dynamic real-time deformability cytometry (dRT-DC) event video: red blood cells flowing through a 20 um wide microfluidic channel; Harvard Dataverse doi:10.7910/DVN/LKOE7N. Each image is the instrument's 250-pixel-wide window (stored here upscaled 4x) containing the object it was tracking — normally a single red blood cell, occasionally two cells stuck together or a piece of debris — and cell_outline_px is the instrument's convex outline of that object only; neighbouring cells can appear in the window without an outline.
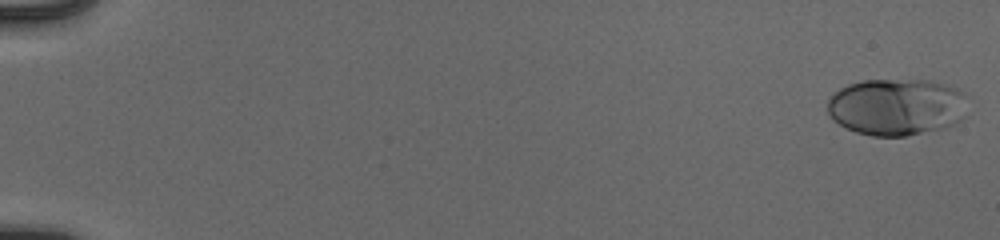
{"species": "human", "species_latin": "Homo sapiens", "temperature_condition": "cold", "stored_images_in_passage": 54, "camera_frame_rate_fps": 3000, "um_per_image_px": 0.085, "donor": {"sex": "male"}, "frame": {"image": 1, "passage_image": 1, "time_ms": 0.0, "image_size_px": [1000, 240], "cell_outline_px": [[964, 116], [960, 120], [944, 128], [908, 136], [872, 136], [856, 132], [832, 120], [828, 112], [828, 100], [840, 88], [848, 84], [864, 80], [932, 80], [948, 84], [956, 88], [960, 92]], "centroid_in_image_um": [76.16, 9.09], "position_along_channel_um": 8.8, "area_um2": 46.18}}
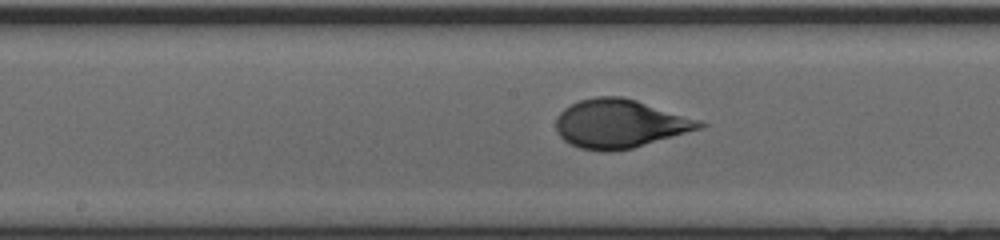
{"frame": {"image": 2, "passage_image": 30, "time_ms": 9.667, "image_size_px": [1000, 240], "cell_outline_px": [[708, 124], [700, 128], [632, 148], [608, 152], [600, 152], [580, 148], [564, 140], [560, 136], [556, 128], [556, 120], [560, 112], [564, 108], [580, 100], [596, 96], [624, 96], [700, 120]], "centroid_in_image_um": [52.66, 10.51], "position_along_channel_um": 195.5, "area_um2": 40.34}}
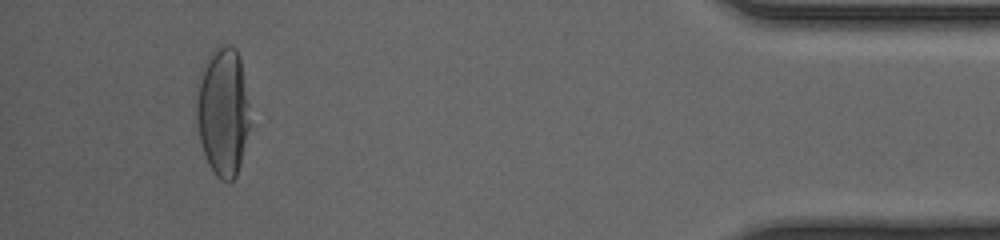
{"frame": {"image": 3, "passage_image": 51, "time_ms": 16.667, "image_size_px": [1000, 240], "cell_outline_px": [[248, 128], [240, 164], [236, 176], [228, 184], [220, 180], [216, 176], [204, 152], [200, 140], [196, 120], [196, 104], [200, 72], [208, 56], [216, 44], [228, 44], [236, 48], [240, 60], [248, 104]], "centroid_in_image_um": [18.92, 9.46], "position_along_channel_um": 416.3, "area_um2": 39.71}, "authors_computed_cell_mechanics": {"area_um2": 40.8068, "velocity_mm_per_s": 3.9224, "shape_relaxation_time_tau1_ms": 4.247, "shape_relaxation_time_tau2_ms": null, "deformation_change_tau1": 0.1945, "deformation_change_tau2": null}}